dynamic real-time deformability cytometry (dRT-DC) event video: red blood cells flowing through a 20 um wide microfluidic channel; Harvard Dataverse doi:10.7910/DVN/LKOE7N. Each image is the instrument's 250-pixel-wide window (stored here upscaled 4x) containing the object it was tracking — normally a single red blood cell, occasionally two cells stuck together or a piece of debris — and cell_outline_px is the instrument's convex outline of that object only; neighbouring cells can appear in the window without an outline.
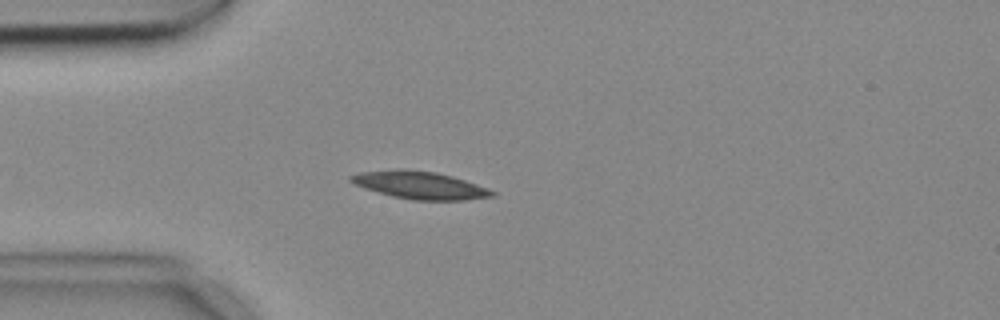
{"species": "common noctule bat (a hibernating species)", "species_latin": "Nyctalus noctula", "temperature_condition": "cold", "stored_images_in_passage": 3, "camera_frame_rate_fps": 3000, "um_per_image_px": 0.085, "animal": {"sex": "female", "body_mass_g": 18.4}, "frame": {"image": 1, "passage_image": 2, "time_ms": 0.333, "image_size_px": [1000, 320], "cell_outline_px": [[496, 196], [464, 200], [412, 200], [392, 196], [364, 188], [348, 180], [348, 176], [360, 172], [396, 168], [408, 168], [436, 172], [452, 176], [488, 188], [496, 192]], "centroid_in_image_um": [35.67, 15.72], "position_along_channel_um": 49.3, "area_um2": 22.95}}